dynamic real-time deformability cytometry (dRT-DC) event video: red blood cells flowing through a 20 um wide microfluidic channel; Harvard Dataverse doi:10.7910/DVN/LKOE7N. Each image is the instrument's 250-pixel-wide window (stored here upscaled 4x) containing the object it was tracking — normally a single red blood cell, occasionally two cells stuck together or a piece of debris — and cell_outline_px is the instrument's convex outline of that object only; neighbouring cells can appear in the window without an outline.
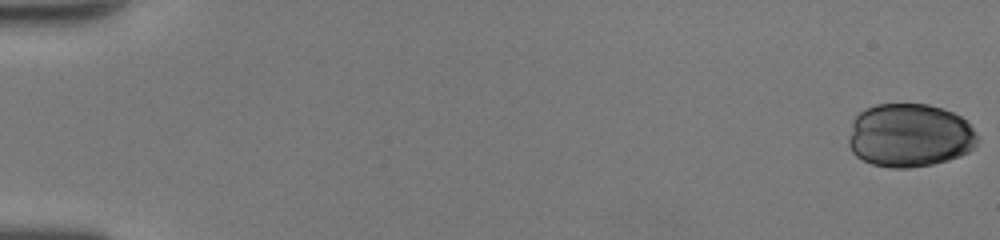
{"species": "human", "species_latin": "Homo sapiens", "temperature_condition": "room temperature", "stored_images_in_passage": 50, "camera_frame_rate_fps": 3000, "um_per_image_px": 0.085, "donor": {"sex": "female"}, "frame": {"image": 1, "passage_image": 1, "time_ms": 0.0, "image_size_px": [1000, 240], "cell_outline_px": [[980, 140], [968, 152], [960, 156], [948, 160], [932, 164], [908, 168], [892, 168], [872, 164], [856, 156], [852, 152], [848, 144], [848, 140], [852, 120], [860, 112], [876, 104], [928, 104], [944, 108], [968, 120], [972, 124], [980, 136]], "centroid_in_image_um": [77.36, 11.5], "position_along_channel_um": 7.6, "area_um2": 48.32}}
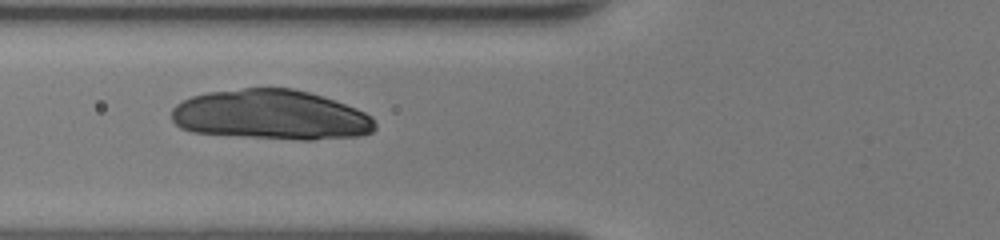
{"frame": {"image": 2, "passage_image": 21, "time_ms": 6.667, "image_size_px": [1000, 240], "cell_outline_px": [[376, 128], [372, 132], [360, 136], [312, 140], [300, 140], [192, 132], [180, 128], [172, 120], [172, 108], [176, 104], [192, 96], [208, 92], [244, 88], [292, 88], [324, 96], [356, 108], [372, 116], [376, 124]], "centroid_in_image_um": [23.06, 9.76], "position_along_channel_um": 102.7, "area_um2": 59.25}}
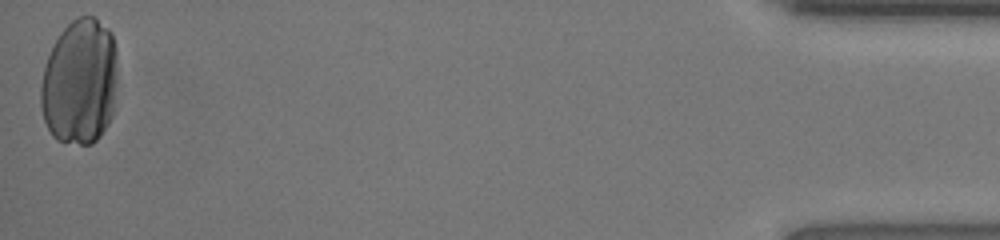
{"frame": {"image": 3, "passage_image": 50, "time_ms": 16.333, "image_size_px": [1000, 240], "cell_outline_px": [[116, 60], [112, 116], [108, 124], [100, 136], [92, 144], [80, 144], [56, 140], [52, 136], [44, 120], [40, 104], [40, 88], [44, 68], [48, 56], [60, 32], [72, 20], [80, 16], [96, 16], [112, 32], [116, 48]], "centroid_in_image_um": [6.77, 6.95], "position_along_channel_um": 428.4, "area_um2": 56.41}}